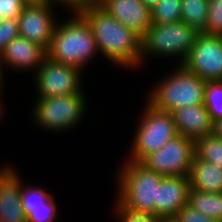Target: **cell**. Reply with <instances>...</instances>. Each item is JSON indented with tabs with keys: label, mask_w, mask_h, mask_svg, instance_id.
<instances>
[{
	"label": "cell",
	"mask_w": 222,
	"mask_h": 222,
	"mask_svg": "<svg viewBox=\"0 0 222 222\" xmlns=\"http://www.w3.org/2000/svg\"><path fill=\"white\" fill-rule=\"evenodd\" d=\"M77 12L90 26L98 51L107 60L130 69L141 65V38L137 34L97 4L82 7Z\"/></svg>",
	"instance_id": "obj_1"
},
{
	"label": "cell",
	"mask_w": 222,
	"mask_h": 222,
	"mask_svg": "<svg viewBox=\"0 0 222 222\" xmlns=\"http://www.w3.org/2000/svg\"><path fill=\"white\" fill-rule=\"evenodd\" d=\"M66 22L57 23L47 57L53 61L83 70L84 65L98 54L96 40L86 20L77 12Z\"/></svg>",
	"instance_id": "obj_2"
},
{
	"label": "cell",
	"mask_w": 222,
	"mask_h": 222,
	"mask_svg": "<svg viewBox=\"0 0 222 222\" xmlns=\"http://www.w3.org/2000/svg\"><path fill=\"white\" fill-rule=\"evenodd\" d=\"M118 176L116 199L129 210L155 215L158 187L163 176L149 170L141 162L131 160L123 163Z\"/></svg>",
	"instance_id": "obj_3"
},
{
	"label": "cell",
	"mask_w": 222,
	"mask_h": 222,
	"mask_svg": "<svg viewBox=\"0 0 222 222\" xmlns=\"http://www.w3.org/2000/svg\"><path fill=\"white\" fill-rule=\"evenodd\" d=\"M177 67L149 93L147 102L160 111L171 113L182 107L204 104L206 81L182 65Z\"/></svg>",
	"instance_id": "obj_4"
},
{
	"label": "cell",
	"mask_w": 222,
	"mask_h": 222,
	"mask_svg": "<svg viewBox=\"0 0 222 222\" xmlns=\"http://www.w3.org/2000/svg\"><path fill=\"white\" fill-rule=\"evenodd\" d=\"M200 33L182 21L167 24H151L141 38V65L149 56L181 58V65L187 58ZM149 55V56H148ZM145 58V59H144Z\"/></svg>",
	"instance_id": "obj_5"
},
{
	"label": "cell",
	"mask_w": 222,
	"mask_h": 222,
	"mask_svg": "<svg viewBox=\"0 0 222 222\" xmlns=\"http://www.w3.org/2000/svg\"><path fill=\"white\" fill-rule=\"evenodd\" d=\"M144 106L133 136L131 154L129 153L130 157L127 159L134 162H142L149 154L160 150L178 135L171 113L160 111L149 102Z\"/></svg>",
	"instance_id": "obj_6"
},
{
	"label": "cell",
	"mask_w": 222,
	"mask_h": 222,
	"mask_svg": "<svg viewBox=\"0 0 222 222\" xmlns=\"http://www.w3.org/2000/svg\"><path fill=\"white\" fill-rule=\"evenodd\" d=\"M85 97L84 92L61 97H40L33 105V120L50 132L72 129L86 114L88 107Z\"/></svg>",
	"instance_id": "obj_7"
},
{
	"label": "cell",
	"mask_w": 222,
	"mask_h": 222,
	"mask_svg": "<svg viewBox=\"0 0 222 222\" xmlns=\"http://www.w3.org/2000/svg\"><path fill=\"white\" fill-rule=\"evenodd\" d=\"M194 156L195 142L178 134L141 163L163 177H188Z\"/></svg>",
	"instance_id": "obj_8"
},
{
	"label": "cell",
	"mask_w": 222,
	"mask_h": 222,
	"mask_svg": "<svg viewBox=\"0 0 222 222\" xmlns=\"http://www.w3.org/2000/svg\"><path fill=\"white\" fill-rule=\"evenodd\" d=\"M34 74L37 98L83 93L81 70L76 67L53 61L46 56Z\"/></svg>",
	"instance_id": "obj_9"
},
{
	"label": "cell",
	"mask_w": 222,
	"mask_h": 222,
	"mask_svg": "<svg viewBox=\"0 0 222 222\" xmlns=\"http://www.w3.org/2000/svg\"><path fill=\"white\" fill-rule=\"evenodd\" d=\"M181 65L206 82L222 81V37L200 33Z\"/></svg>",
	"instance_id": "obj_10"
},
{
	"label": "cell",
	"mask_w": 222,
	"mask_h": 222,
	"mask_svg": "<svg viewBox=\"0 0 222 222\" xmlns=\"http://www.w3.org/2000/svg\"><path fill=\"white\" fill-rule=\"evenodd\" d=\"M55 4L52 0L27 3L19 17V35L42 46L46 51L59 23L52 10Z\"/></svg>",
	"instance_id": "obj_11"
},
{
	"label": "cell",
	"mask_w": 222,
	"mask_h": 222,
	"mask_svg": "<svg viewBox=\"0 0 222 222\" xmlns=\"http://www.w3.org/2000/svg\"><path fill=\"white\" fill-rule=\"evenodd\" d=\"M190 184L186 176L163 177L158 187L155 216L160 219L174 218L188 204Z\"/></svg>",
	"instance_id": "obj_12"
},
{
	"label": "cell",
	"mask_w": 222,
	"mask_h": 222,
	"mask_svg": "<svg viewBox=\"0 0 222 222\" xmlns=\"http://www.w3.org/2000/svg\"><path fill=\"white\" fill-rule=\"evenodd\" d=\"M0 169V220L27 222L21 203V180L12 165Z\"/></svg>",
	"instance_id": "obj_13"
},
{
	"label": "cell",
	"mask_w": 222,
	"mask_h": 222,
	"mask_svg": "<svg viewBox=\"0 0 222 222\" xmlns=\"http://www.w3.org/2000/svg\"><path fill=\"white\" fill-rule=\"evenodd\" d=\"M140 38L151 26V11L141 0H104L99 5Z\"/></svg>",
	"instance_id": "obj_14"
},
{
	"label": "cell",
	"mask_w": 222,
	"mask_h": 222,
	"mask_svg": "<svg viewBox=\"0 0 222 222\" xmlns=\"http://www.w3.org/2000/svg\"><path fill=\"white\" fill-rule=\"evenodd\" d=\"M46 56L47 51L42 46L19 35L1 52L0 62L15 70L35 69L36 72Z\"/></svg>",
	"instance_id": "obj_15"
},
{
	"label": "cell",
	"mask_w": 222,
	"mask_h": 222,
	"mask_svg": "<svg viewBox=\"0 0 222 222\" xmlns=\"http://www.w3.org/2000/svg\"><path fill=\"white\" fill-rule=\"evenodd\" d=\"M171 114L177 134L194 142L213 133V123L204 104L175 109Z\"/></svg>",
	"instance_id": "obj_16"
},
{
	"label": "cell",
	"mask_w": 222,
	"mask_h": 222,
	"mask_svg": "<svg viewBox=\"0 0 222 222\" xmlns=\"http://www.w3.org/2000/svg\"><path fill=\"white\" fill-rule=\"evenodd\" d=\"M190 189L208 193H222V170L194 156L188 174Z\"/></svg>",
	"instance_id": "obj_17"
},
{
	"label": "cell",
	"mask_w": 222,
	"mask_h": 222,
	"mask_svg": "<svg viewBox=\"0 0 222 222\" xmlns=\"http://www.w3.org/2000/svg\"><path fill=\"white\" fill-rule=\"evenodd\" d=\"M188 205L219 222H222V193H208L190 189Z\"/></svg>",
	"instance_id": "obj_18"
},
{
	"label": "cell",
	"mask_w": 222,
	"mask_h": 222,
	"mask_svg": "<svg viewBox=\"0 0 222 222\" xmlns=\"http://www.w3.org/2000/svg\"><path fill=\"white\" fill-rule=\"evenodd\" d=\"M208 0H181V21L201 33L207 24Z\"/></svg>",
	"instance_id": "obj_19"
},
{
	"label": "cell",
	"mask_w": 222,
	"mask_h": 222,
	"mask_svg": "<svg viewBox=\"0 0 222 222\" xmlns=\"http://www.w3.org/2000/svg\"><path fill=\"white\" fill-rule=\"evenodd\" d=\"M195 156L222 170V139L212 133L197 140Z\"/></svg>",
	"instance_id": "obj_20"
},
{
	"label": "cell",
	"mask_w": 222,
	"mask_h": 222,
	"mask_svg": "<svg viewBox=\"0 0 222 222\" xmlns=\"http://www.w3.org/2000/svg\"><path fill=\"white\" fill-rule=\"evenodd\" d=\"M150 11L152 24L181 21V0H159Z\"/></svg>",
	"instance_id": "obj_21"
},
{
	"label": "cell",
	"mask_w": 222,
	"mask_h": 222,
	"mask_svg": "<svg viewBox=\"0 0 222 222\" xmlns=\"http://www.w3.org/2000/svg\"><path fill=\"white\" fill-rule=\"evenodd\" d=\"M204 105L211 122L222 119V81H207L204 89Z\"/></svg>",
	"instance_id": "obj_22"
},
{
	"label": "cell",
	"mask_w": 222,
	"mask_h": 222,
	"mask_svg": "<svg viewBox=\"0 0 222 222\" xmlns=\"http://www.w3.org/2000/svg\"><path fill=\"white\" fill-rule=\"evenodd\" d=\"M21 182V203L23 208L46 207L53 195L41 187H26Z\"/></svg>",
	"instance_id": "obj_23"
},
{
	"label": "cell",
	"mask_w": 222,
	"mask_h": 222,
	"mask_svg": "<svg viewBox=\"0 0 222 222\" xmlns=\"http://www.w3.org/2000/svg\"><path fill=\"white\" fill-rule=\"evenodd\" d=\"M204 35L222 37V0H208V18Z\"/></svg>",
	"instance_id": "obj_24"
},
{
	"label": "cell",
	"mask_w": 222,
	"mask_h": 222,
	"mask_svg": "<svg viewBox=\"0 0 222 222\" xmlns=\"http://www.w3.org/2000/svg\"><path fill=\"white\" fill-rule=\"evenodd\" d=\"M54 196L46 203V207L23 208L27 222H53L57 217V206Z\"/></svg>",
	"instance_id": "obj_25"
},
{
	"label": "cell",
	"mask_w": 222,
	"mask_h": 222,
	"mask_svg": "<svg viewBox=\"0 0 222 222\" xmlns=\"http://www.w3.org/2000/svg\"><path fill=\"white\" fill-rule=\"evenodd\" d=\"M115 213L120 222H160L158 216L139 213L125 208L118 200L115 202Z\"/></svg>",
	"instance_id": "obj_26"
},
{
	"label": "cell",
	"mask_w": 222,
	"mask_h": 222,
	"mask_svg": "<svg viewBox=\"0 0 222 222\" xmlns=\"http://www.w3.org/2000/svg\"><path fill=\"white\" fill-rule=\"evenodd\" d=\"M17 36H19V19H5L0 24V54Z\"/></svg>",
	"instance_id": "obj_27"
},
{
	"label": "cell",
	"mask_w": 222,
	"mask_h": 222,
	"mask_svg": "<svg viewBox=\"0 0 222 222\" xmlns=\"http://www.w3.org/2000/svg\"><path fill=\"white\" fill-rule=\"evenodd\" d=\"M176 222H219L200 211L193 209L188 204L185 205L179 213L174 217Z\"/></svg>",
	"instance_id": "obj_28"
},
{
	"label": "cell",
	"mask_w": 222,
	"mask_h": 222,
	"mask_svg": "<svg viewBox=\"0 0 222 222\" xmlns=\"http://www.w3.org/2000/svg\"><path fill=\"white\" fill-rule=\"evenodd\" d=\"M26 4L25 0H0V14L5 19H19Z\"/></svg>",
	"instance_id": "obj_29"
},
{
	"label": "cell",
	"mask_w": 222,
	"mask_h": 222,
	"mask_svg": "<svg viewBox=\"0 0 222 222\" xmlns=\"http://www.w3.org/2000/svg\"><path fill=\"white\" fill-rule=\"evenodd\" d=\"M54 3L62 4V6L65 5L67 9L71 11H77L78 9L97 4L98 0H52Z\"/></svg>",
	"instance_id": "obj_30"
},
{
	"label": "cell",
	"mask_w": 222,
	"mask_h": 222,
	"mask_svg": "<svg viewBox=\"0 0 222 222\" xmlns=\"http://www.w3.org/2000/svg\"><path fill=\"white\" fill-rule=\"evenodd\" d=\"M213 134L222 139V119L213 123Z\"/></svg>",
	"instance_id": "obj_31"
},
{
	"label": "cell",
	"mask_w": 222,
	"mask_h": 222,
	"mask_svg": "<svg viewBox=\"0 0 222 222\" xmlns=\"http://www.w3.org/2000/svg\"><path fill=\"white\" fill-rule=\"evenodd\" d=\"M146 7L151 9L159 0H141Z\"/></svg>",
	"instance_id": "obj_32"
},
{
	"label": "cell",
	"mask_w": 222,
	"mask_h": 222,
	"mask_svg": "<svg viewBox=\"0 0 222 222\" xmlns=\"http://www.w3.org/2000/svg\"><path fill=\"white\" fill-rule=\"evenodd\" d=\"M3 66L1 65V62H0V97H1V95H2V92H1V90H2V85H3ZM0 100H1V98H0ZM1 102V101H0Z\"/></svg>",
	"instance_id": "obj_33"
},
{
	"label": "cell",
	"mask_w": 222,
	"mask_h": 222,
	"mask_svg": "<svg viewBox=\"0 0 222 222\" xmlns=\"http://www.w3.org/2000/svg\"><path fill=\"white\" fill-rule=\"evenodd\" d=\"M160 222H176L174 220V218H170V219H160Z\"/></svg>",
	"instance_id": "obj_34"
},
{
	"label": "cell",
	"mask_w": 222,
	"mask_h": 222,
	"mask_svg": "<svg viewBox=\"0 0 222 222\" xmlns=\"http://www.w3.org/2000/svg\"><path fill=\"white\" fill-rule=\"evenodd\" d=\"M27 3H37V2H41L43 0H25Z\"/></svg>",
	"instance_id": "obj_35"
},
{
	"label": "cell",
	"mask_w": 222,
	"mask_h": 222,
	"mask_svg": "<svg viewBox=\"0 0 222 222\" xmlns=\"http://www.w3.org/2000/svg\"><path fill=\"white\" fill-rule=\"evenodd\" d=\"M5 20V18L0 14V24Z\"/></svg>",
	"instance_id": "obj_36"
},
{
	"label": "cell",
	"mask_w": 222,
	"mask_h": 222,
	"mask_svg": "<svg viewBox=\"0 0 222 222\" xmlns=\"http://www.w3.org/2000/svg\"><path fill=\"white\" fill-rule=\"evenodd\" d=\"M104 0H98L97 5H100Z\"/></svg>",
	"instance_id": "obj_37"
},
{
	"label": "cell",
	"mask_w": 222,
	"mask_h": 222,
	"mask_svg": "<svg viewBox=\"0 0 222 222\" xmlns=\"http://www.w3.org/2000/svg\"><path fill=\"white\" fill-rule=\"evenodd\" d=\"M2 108H3V107H1V105H0V118H1V116H2L1 114H3V113H1L2 110H3Z\"/></svg>",
	"instance_id": "obj_38"
}]
</instances>
